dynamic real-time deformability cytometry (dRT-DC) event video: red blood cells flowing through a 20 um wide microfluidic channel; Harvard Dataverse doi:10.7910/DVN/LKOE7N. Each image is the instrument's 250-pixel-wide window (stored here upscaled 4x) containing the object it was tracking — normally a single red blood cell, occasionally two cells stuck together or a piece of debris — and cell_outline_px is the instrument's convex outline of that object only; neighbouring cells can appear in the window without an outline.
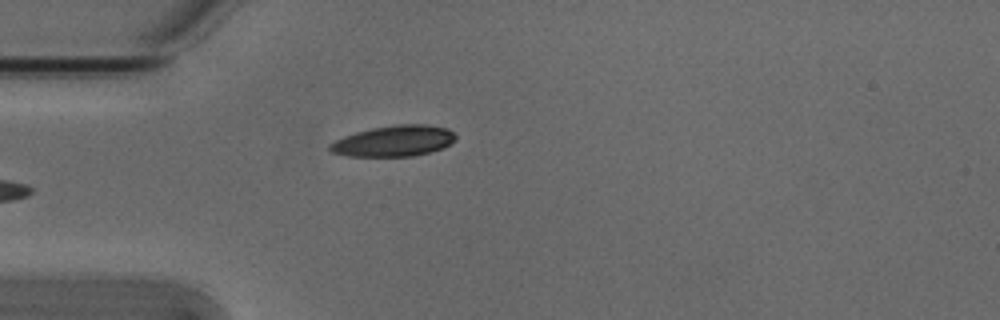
{"species": "Egyptian fruit bat (a non-hibernating species)", "species_latin": "Rousettus aegyptiacus", "temperature_condition": "cold", "stored_images_in_passage": 4, "camera_frame_rate_fps": 3000, "um_per_image_px": 0.085, "animal": {"sex": "male"}, "frame": {"image": 1, "passage_image": 4, "time_ms": 1.0, "image_size_px": [1000, 320], "cell_outline_px": [[456, 140], [444, 148], [412, 156], [348, 156], [332, 152], [328, 148], [328, 144], [344, 136], [356, 132], [372, 128], [396, 124], [424, 124], [448, 128], [456, 136]], "centroid_in_image_um": [33.49, 11.98], "position_along_channel_um": 51.5, "area_um2": 22.66}}